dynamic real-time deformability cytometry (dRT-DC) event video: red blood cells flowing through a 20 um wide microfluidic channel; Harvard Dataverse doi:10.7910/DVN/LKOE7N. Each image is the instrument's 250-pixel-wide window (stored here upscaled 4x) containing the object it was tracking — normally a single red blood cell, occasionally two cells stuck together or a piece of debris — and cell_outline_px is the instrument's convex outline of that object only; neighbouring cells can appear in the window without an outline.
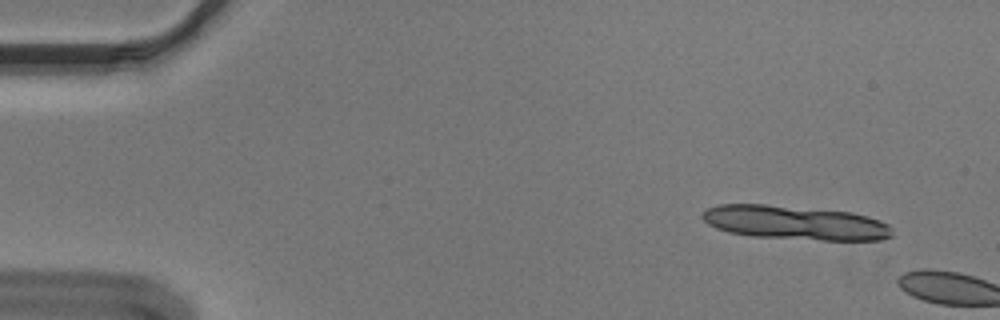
{"species": "Egyptian fruit bat (a non-hibernating species)", "species_latin": "Rousettus aegyptiacus", "temperature_condition": "cold", "stored_images_in_passage": 6, "camera_frame_rate_fps": 3000, "um_per_image_px": 0.085, "animal": {"sex": "male"}, "frame": {"image": 1, "passage_image": 4, "time_ms": 1.0, "image_size_px": [1000, 320], "cell_outline_px": [[896, 236], [880, 240], [824, 240], [752, 236], [728, 232], [716, 228], [708, 224], [700, 216], [708, 208], [720, 204], [764, 204], [852, 212], [868, 216], [880, 220], [888, 224], [892, 228]], "centroid_in_image_um": [67.64, 18.93], "position_along_channel_um": 17.4, "area_um2": 37.8}}